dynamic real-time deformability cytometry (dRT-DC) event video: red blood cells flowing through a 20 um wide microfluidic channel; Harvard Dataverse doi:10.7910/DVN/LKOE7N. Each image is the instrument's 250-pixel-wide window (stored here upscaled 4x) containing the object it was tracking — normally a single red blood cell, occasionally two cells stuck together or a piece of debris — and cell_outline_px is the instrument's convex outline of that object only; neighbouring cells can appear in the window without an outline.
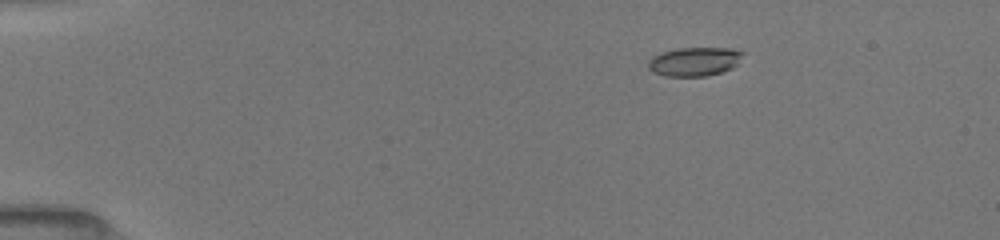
{"species": "common noctule bat (a hibernating species)", "species_latin": "Nyctalus noctula", "temperature_condition": "room temperature", "stored_images_in_passage": 7, "camera_frame_rate_fps": 3000, "um_per_image_px": 0.085, "animal": {"sex": "female", "body_mass_g": 19.5, "forearm_length_mm": 54.1}, "frame": {"image": 1, "passage_image": 3, "time_ms": 2.333, "image_size_px": [1000, 240], "cell_outline_px": [[744, 52], [736, 64], [732, 68], [708, 76], [664, 76], [652, 72], [648, 68], [648, 60], [652, 56], [660, 52], [676, 48], [732, 48]], "centroid_in_image_um": [58.97, 5.23], "position_along_channel_um": 26.0, "area_um2": 16.01}}
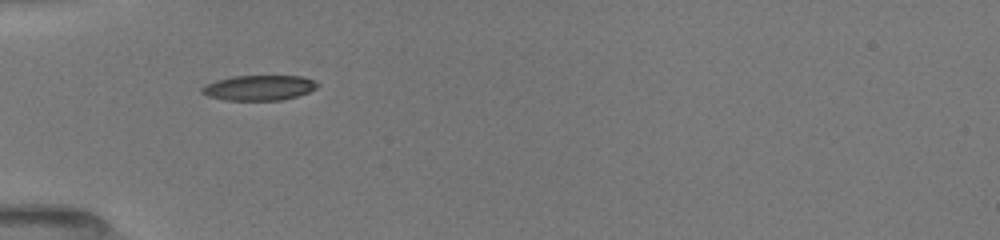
{"frame": {"image": 2, "passage_image": 6, "time_ms": 5.333, "image_size_px": [1000, 240], "cell_outline_px": [[320, 84], [316, 88], [308, 92], [296, 96], [280, 100], [224, 100], [208, 96], [200, 92], [200, 88], [204, 84], [216, 80], [232, 76], [300, 76], [312, 80]], "centroid_in_image_um": [21.96, 7.46], "position_along_channel_um": 63.0, "area_um2": 16.94}}